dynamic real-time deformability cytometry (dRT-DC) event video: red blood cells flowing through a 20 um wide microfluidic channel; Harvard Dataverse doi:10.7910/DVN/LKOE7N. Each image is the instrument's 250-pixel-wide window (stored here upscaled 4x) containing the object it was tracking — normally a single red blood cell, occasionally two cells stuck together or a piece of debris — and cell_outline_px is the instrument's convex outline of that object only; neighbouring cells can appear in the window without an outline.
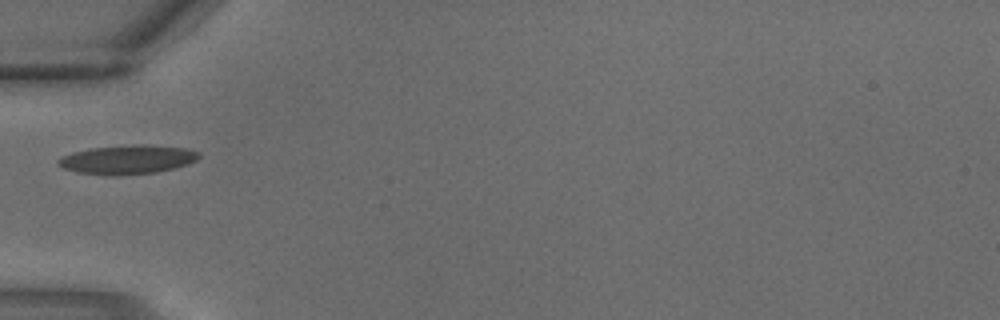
{"species": "common noctule bat (a hibernating species)", "species_latin": "Nyctalus noctula", "temperature_condition": "warm", "stored_images_in_passage": 4, "camera_frame_rate_fps": 3000, "um_per_image_px": 0.085, "animal": {"sex": "male", "body_mass_g": 18.8}, "frame": {"image": 1, "passage_image": 4, "time_ms": 1.0, "image_size_px": [1000, 320], "cell_outline_px": [[200, 156], [196, 160], [188, 164], [176, 168], [156, 172], [120, 176], [108, 176], [76, 172], [64, 168], [56, 164], [56, 160], [60, 156], [72, 152], [92, 148], [140, 144], [144, 144], [188, 148], [200, 152]], "centroid_in_image_um": [10.83, 13.57], "position_along_channel_um": 74.2, "area_um2": 24.16}}